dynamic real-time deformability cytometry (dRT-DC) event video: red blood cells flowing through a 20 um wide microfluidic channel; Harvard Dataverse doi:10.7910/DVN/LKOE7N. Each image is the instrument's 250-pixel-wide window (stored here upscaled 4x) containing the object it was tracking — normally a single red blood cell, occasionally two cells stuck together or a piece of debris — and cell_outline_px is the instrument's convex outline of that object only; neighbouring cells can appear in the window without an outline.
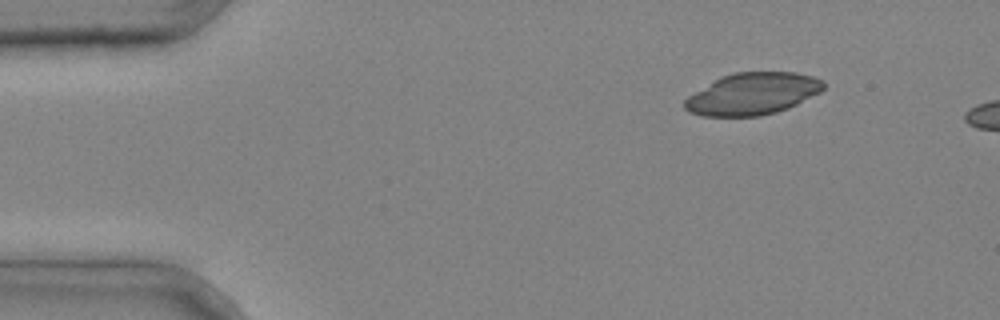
{"species": "common noctule bat (a hibernating species)", "species_latin": "Nyctalus noctula", "temperature_condition": "cold", "stored_images_in_passage": 5, "camera_frame_rate_fps": 3000, "um_per_image_px": 0.085, "animal": {"sex": "male", "body_mass_g": 20.4}, "frame": {"image": 1, "passage_image": 1, "time_ms": 0.0, "image_size_px": [1000, 320], "cell_outline_px": [[824, 88], [820, 92], [788, 108], [776, 112], [760, 116], [704, 116], [688, 112], [684, 108], [684, 100], [688, 96], [720, 76], [732, 72], [796, 72], [812, 76], [824, 80]], "centroid_in_image_um": [63.95, 7.97], "position_along_channel_um": 21.0, "area_um2": 33.99}}